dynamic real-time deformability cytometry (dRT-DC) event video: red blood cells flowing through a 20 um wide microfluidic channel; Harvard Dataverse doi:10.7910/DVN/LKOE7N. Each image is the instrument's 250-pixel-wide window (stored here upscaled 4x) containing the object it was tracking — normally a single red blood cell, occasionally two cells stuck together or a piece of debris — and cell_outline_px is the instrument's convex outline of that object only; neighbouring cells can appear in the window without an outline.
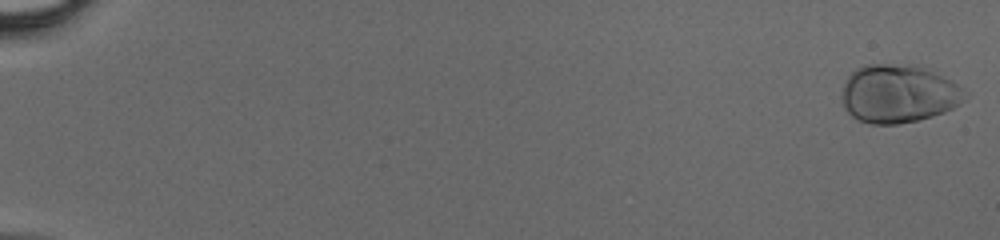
{"species": "human", "species_latin": "Homo sapiens", "temperature_condition": "cold", "stored_images_in_passage": 8, "camera_frame_rate_fps": 3000, "um_per_image_px": 0.085, "donor": {"sex": "male"}, "frame": {"image": 1, "passage_image": 1, "time_ms": 0.0, "image_size_px": [1000, 240], "cell_outline_px": [[968, 96], [960, 104], [944, 112], [932, 116], [916, 120], [896, 124], [872, 124], [856, 120], [844, 108], [840, 96], [844, 84], [848, 76], [856, 68], [864, 64], [916, 64], [928, 68], [952, 80], [968, 92]], "centroid_in_image_um": [76.37, 7.95], "position_along_channel_um": 8.6, "area_um2": 42.43}}